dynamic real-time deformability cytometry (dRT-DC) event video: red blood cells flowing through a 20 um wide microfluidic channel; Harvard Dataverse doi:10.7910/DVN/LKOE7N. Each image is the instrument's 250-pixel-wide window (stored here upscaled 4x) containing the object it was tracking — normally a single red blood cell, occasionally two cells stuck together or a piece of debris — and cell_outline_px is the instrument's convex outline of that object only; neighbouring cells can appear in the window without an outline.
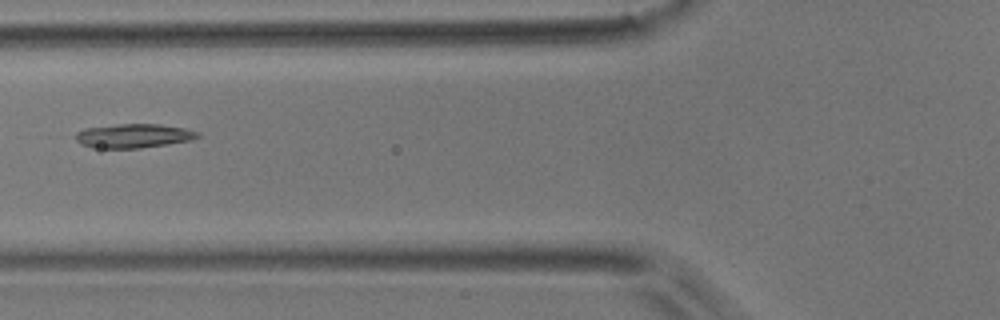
{"species": "common noctule bat (a hibernating species)", "species_latin": "Nyctalus noctula", "temperature_condition": "room temperature", "stored_images_in_passage": 6, "camera_frame_rate_fps": 3000, "um_per_image_px": 0.085, "animal": {"sex": "male", "body_mass_g": 17.9}, "frame": {"image": 1, "passage_image": 6, "time_ms": 6.0, "image_size_px": [1000, 320], "cell_outline_px": [[200, 136], [188, 140], [168, 144], [140, 148], [92, 148], [80, 144], [76, 140], [76, 132], [84, 128], [120, 124], [160, 124], [184, 128], [200, 132]], "centroid_in_image_um": [11.32, 11.55], "position_along_channel_um": 114.5, "area_um2": 17.11}}